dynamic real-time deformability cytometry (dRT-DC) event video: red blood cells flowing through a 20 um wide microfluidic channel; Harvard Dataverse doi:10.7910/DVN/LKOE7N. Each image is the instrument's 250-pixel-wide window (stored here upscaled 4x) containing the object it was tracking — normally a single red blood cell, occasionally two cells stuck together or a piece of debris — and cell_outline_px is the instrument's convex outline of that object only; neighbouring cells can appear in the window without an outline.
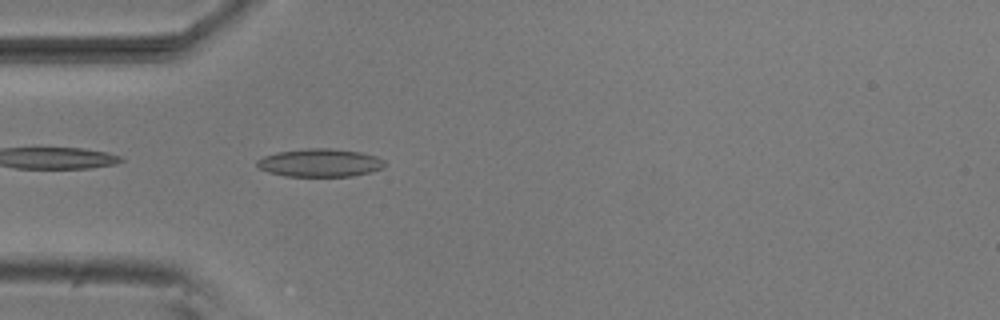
{"species": "common noctule bat (a hibernating species)", "species_latin": "Nyctalus noctula", "temperature_condition": "room temperature", "stored_images_in_passage": 29, "camera_frame_rate_fps": 3000, "um_per_image_px": 0.085, "animal": {"sex": "male", "body_mass_g": 20.5, "forearm_length_mm": 52.5}, "frame": {"image": 1, "passage_image": 3, "time_ms": 0.667, "image_size_px": [1000, 320], "cell_outline_px": [[388, 164], [384, 168], [352, 176], [284, 176], [268, 172], [260, 168], [256, 164], [256, 160], [264, 156], [276, 152], [304, 148], [332, 148], [360, 152], [376, 156], [384, 160]], "centroid_in_image_um": [27.2, 13.83], "position_along_channel_um": 57.8, "area_um2": 21.04}}
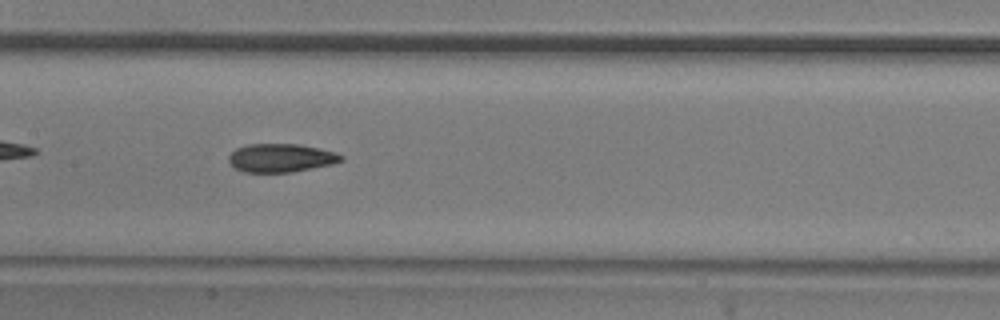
{"frame": {"image": 2, "passage_image": 13, "time_ms": 4.0, "image_size_px": [1000, 320], "cell_outline_px": [[344, 160], [336, 164], [292, 172], [244, 172], [236, 168], [228, 160], [228, 156], [236, 148], [248, 144], [300, 144], [320, 148], [336, 152], [344, 156]], "centroid_in_image_um": [23.94, 13.42], "position_along_channel_um": 183.5, "area_um2": 18.84}}
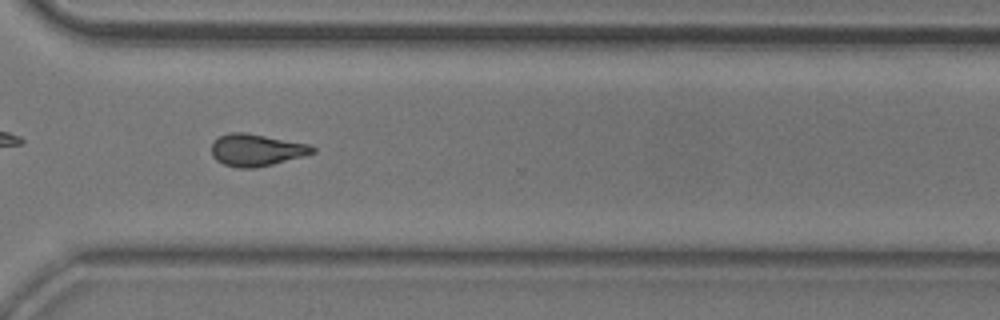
{"frame": {"image": 3, "passage_image": 26, "time_ms": 8.333, "image_size_px": [1000, 320], "cell_outline_px": [[316, 152], [272, 164], [256, 168], [236, 168], [224, 164], [216, 160], [212, 156], [212, 144], [220, 136], [228, 132], [244, 132], [312, 144], [316, 148]], "centroid_in_image_um": [21.8, 12.74], "position_along_channel_um": 348.8, "area_um2": 18.9}, "authors_computed_cell_mechanics": {"area_um2": 18.9006, "velocity_mm_per_s": 3.8314, "shape_relaxation_time_tau1_ms": null, "shape_relaxation_time_tau2_ms": 7.0166, "deformation_change_tau1": null, "deformation_change_tau2": 0.1385}}